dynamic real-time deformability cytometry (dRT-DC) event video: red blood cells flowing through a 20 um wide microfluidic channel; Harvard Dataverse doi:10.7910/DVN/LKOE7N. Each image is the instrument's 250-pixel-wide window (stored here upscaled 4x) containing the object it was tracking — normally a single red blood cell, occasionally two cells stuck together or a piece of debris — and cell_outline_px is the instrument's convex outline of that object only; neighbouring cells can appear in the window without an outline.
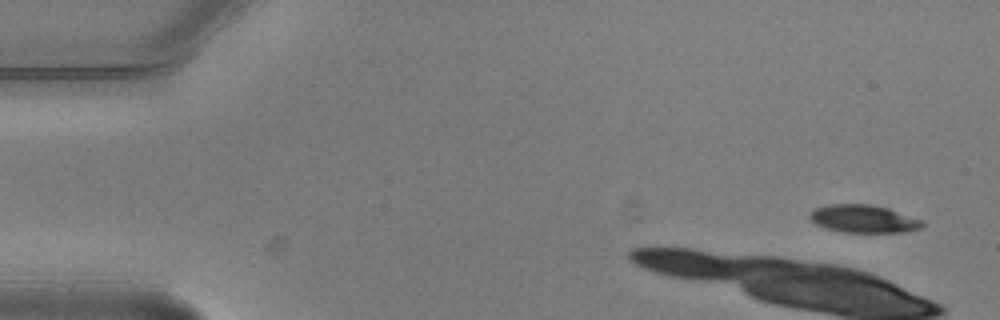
{"species": "common noctule bat (a hibernating species)", "species_latin": "Nyctalus noctula", "temperature_condition": "warm", "stored_images_in_passage": 5, "camera_frame_rate_fps": 3000, "um_per_image_px": 0.085, "animal": {"sex": "male", "body_mass_g": 20.5, "forearm_length_mm": 52.5}, "frame": {"image": 1, "passage_image": 1, "time_ms": 0.0, "image_size_px": [1000, 320], "cell_outline_px": [[924, 224], [920, 228], [904, 232], [844, 232], [828, 228], [816, 224], [808, 216], [816, 208], [828, 204], [872, 204], [888, 208], [924, 220]], "centroid_in_image_um": [73.44, 18.59], "position_along_channel_um": 11.6, "area_um2": 18.15}}